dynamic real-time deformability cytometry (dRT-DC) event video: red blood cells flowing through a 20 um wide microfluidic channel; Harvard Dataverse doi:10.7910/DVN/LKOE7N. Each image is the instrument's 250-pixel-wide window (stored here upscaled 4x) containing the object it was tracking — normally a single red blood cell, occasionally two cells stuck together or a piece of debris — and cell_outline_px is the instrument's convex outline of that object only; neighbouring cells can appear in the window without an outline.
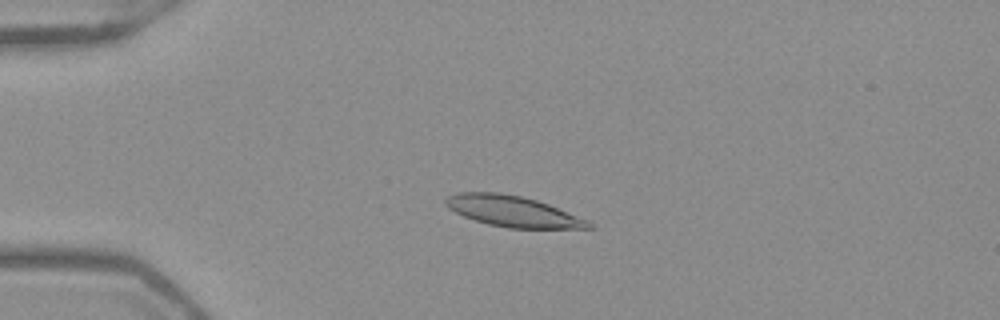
{"species": "Egyptian fruit bat (a non-hibernating species)", "species_latin": "Rousettus aegyptiacus", "temperature_condition": "warm", "stored_images_in_passage": 53, "camera_frame_rate_fps": 3000, "um_per_image_px": 0.085, "frame": {"image": 1, "passage_image": 14, "time_ms": 4.333, "image_size_px": [1000, 320], "cell_outline_px": [[596, 228], [508, 228], [488, 224], [464, 216], [448, 208], [444, 204], [444, 200], [448, 196], [456, 192], [500, 192], [520, 196], [536, 200], [548, 204], [588, 220]], "centroid_in_image_um": [43.57, 17.95], "position_along_channel_um": 41.4, "area_um2": 25.61}}
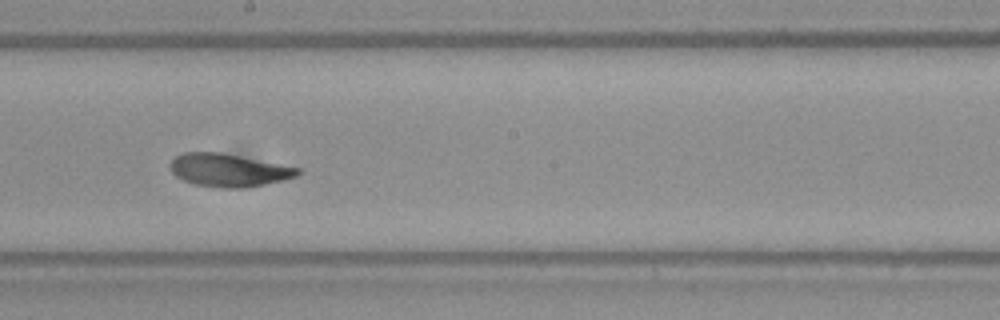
{"frame": {"image": 2, "passage_image": 31, "time_ms": 10.0, "image_size_px": [1000, 320], "cell_outline_px": [[300, 172], [296, 176], [284, 180], [264, 184], [240, 188], [220, 188], [196, 184], [184, 180], [176, 176], [172, 172], [168, 164], [176, 156], [184, 152], [220, 152], [300, 168]], "centroid_in_image_um": [19.4, 14.46], "position_along_channel_um": 228.8, "area_um2": 24.22}}
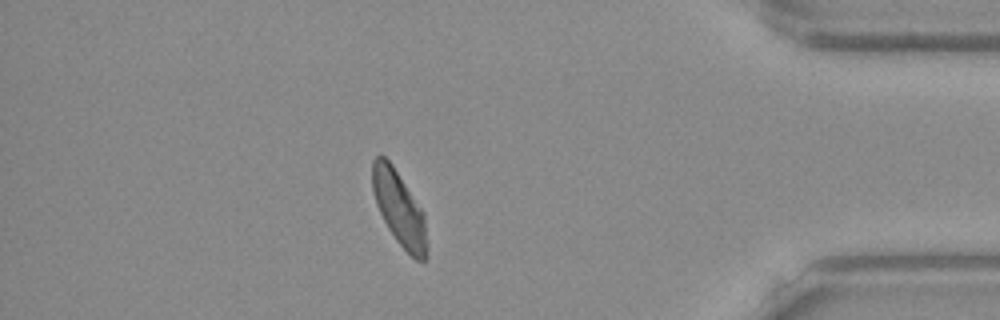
{"frame": {"image": 3, "passage_image": 47, "time_ms": 15.333, "image_size_px": [1000, 320], "cell_outline_px": [[428, 260], [416, 260], [396, 240], [388, 228], [376, 204], [372, 192], [372, 160], [380, 152], [392, 164], [424, 212], [428, 244]], "centroid_in_image_um": [33.95, 17.72], "position_along_channel_um": 401.3, "area_um2": 23.87}, "authors_computed_cell_mechanics": {"area_um2": 24.854, "velocity_mm_per_s": 3.897, "shape_relaxation_time_tau1_ms": 3.4877, "shape_relaxation_time_tau2_ms": 1.1611, "deformation_change_tau1": 0.1223, "deformation_change_tau2": 0.0657}}